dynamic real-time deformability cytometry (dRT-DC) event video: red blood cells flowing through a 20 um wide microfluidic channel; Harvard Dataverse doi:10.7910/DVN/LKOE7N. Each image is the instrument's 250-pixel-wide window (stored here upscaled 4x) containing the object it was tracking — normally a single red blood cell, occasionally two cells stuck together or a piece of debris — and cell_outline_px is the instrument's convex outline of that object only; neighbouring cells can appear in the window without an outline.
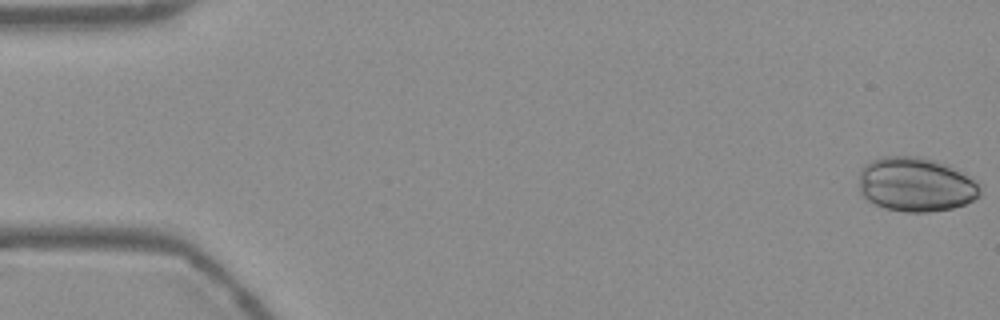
{"species": "Egyptian fruit bat (a non-hibernating species)", "species_latin": "Rousettus aegyptiacus", "temperature_condition": "warm", "stored_images_in_passage": 54, "camera_frame_rate_fps": 3000, "um_per_image_px": 0.085, "frame": {"image": 1, "passage_image": 1, "time_ms": 0.0, "image_size_px": [1000, 320], "cell_outline_px": [[980, 196], [964, 204], [952, 208], [928, 212], [904, 212], [884, 208], [868, 200], [860, 192], [860, 172], [864, 164], [872, 160], [884, 156], [920, 156], [932, 160], [952, 168], [968, 176], [980, 188]], "centroid_in_image_um": [77.8, 15.69], "position_along_channel_um": 7.2, "area_um2": 37.86}}
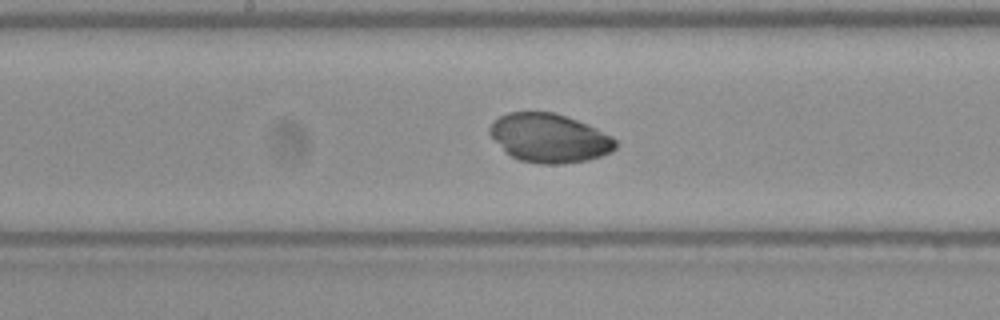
{"frame": {"image": 2, "passage_image": 28, "time_ms": 9.0, "image_size_px": [1000, 320], "cell_outline_px": [[616, 148], [612, 152], [588, 160], [564, 164], [540, 164], [520, 160], [512, 156], [488, 132], [488, 128], [500, 116], [508, 112], [556, 112], [588, 124], [612, 136], [616, 140]], "centroid_in_image_um": [46.74, 11.73], "position_along_channel_um": 201.5, "area_um2": 35.6}}
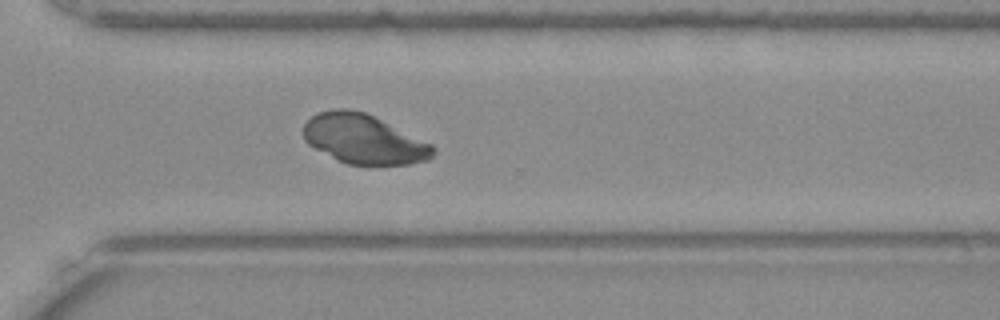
{"frame": {"image": 3, "passage_image": 39, "time_ms": 12.667, "image_size_px": [1000, 320], "cell_outline_px": [[436, 152], [428, 160], [408, 164], [348, 164], [308, 144], [304, 140], [304, 124], [316, 112], [332, 108], [348, 108], [364, 112], [432, 144], [436, 148]], "centroid_in_image_um": [30.92, 11.81], "position_along_channel_um": 339.7, "area_um2": 36.88}}